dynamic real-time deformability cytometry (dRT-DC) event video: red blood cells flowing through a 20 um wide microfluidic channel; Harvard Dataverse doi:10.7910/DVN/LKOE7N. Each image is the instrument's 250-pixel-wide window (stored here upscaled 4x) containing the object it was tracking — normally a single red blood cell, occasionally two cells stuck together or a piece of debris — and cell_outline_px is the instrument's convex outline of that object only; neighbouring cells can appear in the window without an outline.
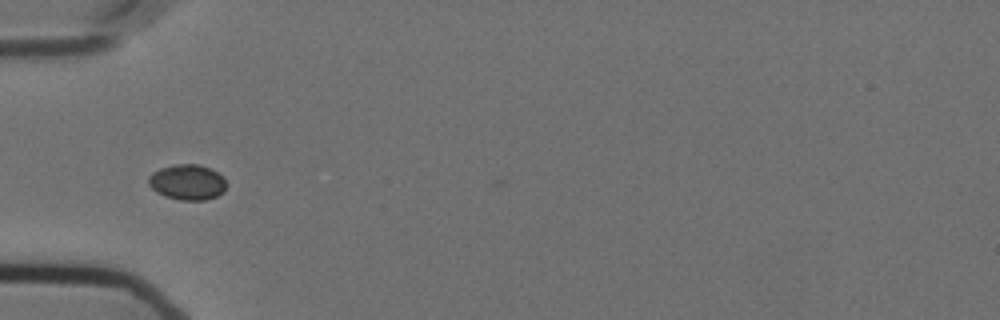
{"species": "Egyptian fruit bat (a non-hibernating species)", "species_latin": "Rousettus aegyptiacus", "temperature_condition": "cold", "stored_images_in_passage": 39, "camera_frame_rate_fps": 3000, "um_per_image_px": 0.085, "animal": {"sex": "female"}, "frame": {"image": 1, "passage_image": 1, "time_ms": 0.0, "image_size_px": [1000, 320], "cell_outline_px": [[228, 184], [224, 192], [216, 196], [204, 200], [180, 200], [164, 196], [156, 192], [148, 184], [148, 176], [152, 172], [160, 168], [176, 164], [200, 164], [212, 168], [224, 176]], "centroid_in_image_um": [15.96, 15.47], "position_along_channel_um": 69.0, "area_um2": 16.47}}
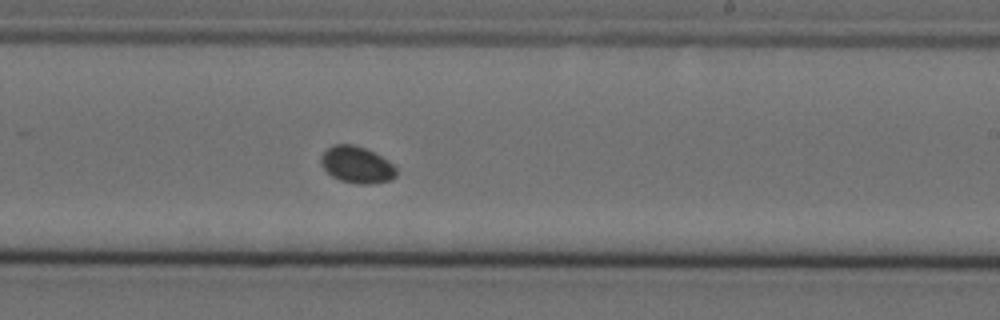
{"frame": {"image": 2, "passage_image": 17, "time_ms": 5.333, "image_size_px": [1000, 320], "cell_outline_px": [[396, 176], [392, 180], [368, 184], [360, 184], [340, 180], [332, 176], [320, 164], [320, 156], [332, 144], [352, 144], [364, 148], [388, 160], [396, 168]], "centroid_in_image_um": [30.31, 14.0], "position_along_channel_um": 258.7, "area_um2": 16.01}}
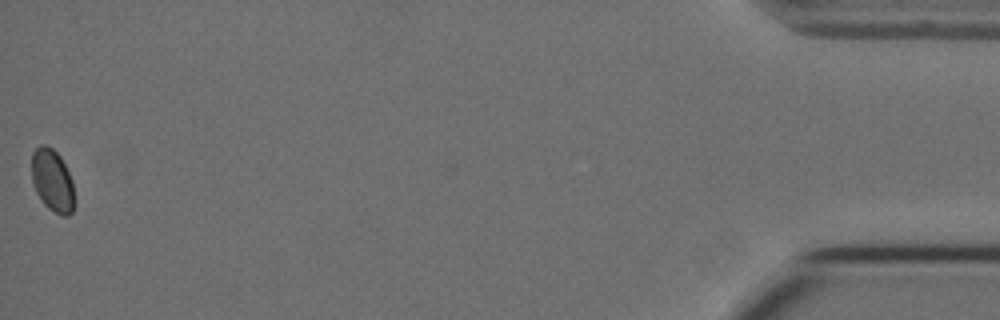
{"frame": {"image": 3, "passage_image": 39, "time_ms": 12.667, "image_size_px": [1000, 320], "cell_outline_px": [[72, 212], [68, 216], [64, 216], [48, 208], [44, 204], [36, 192], [32, 180], [32, 152], [40, 144], [44, 144], [52, 148], [60, 156], [72, 180]], "centroid_in_image_um": [4.42, 15.31], "position_along_channel_um": 430.8, "area_um2": 15.2}}